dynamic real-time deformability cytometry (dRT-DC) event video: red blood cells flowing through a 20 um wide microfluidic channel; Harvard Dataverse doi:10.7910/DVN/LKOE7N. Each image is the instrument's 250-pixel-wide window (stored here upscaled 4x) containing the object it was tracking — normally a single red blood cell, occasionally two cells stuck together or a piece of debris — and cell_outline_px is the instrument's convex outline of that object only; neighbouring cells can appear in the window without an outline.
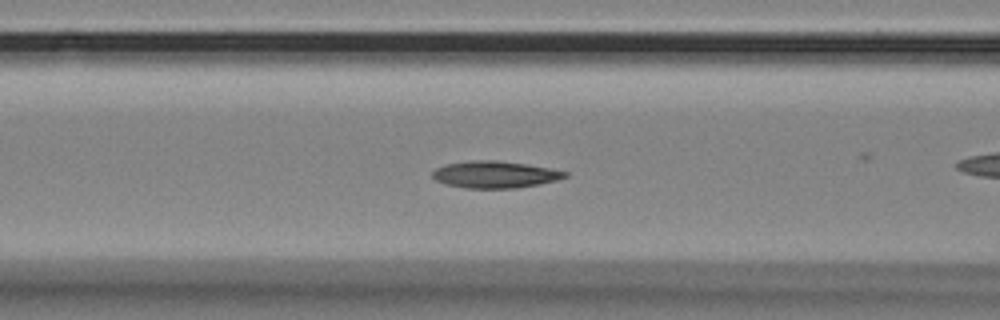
{"species": "Egyptian fruit bat (a non-hibernating species)", "species_latin": "Rousettus aegyptiacus", "temperature_condition": "room temperature", "stored_images_in_passage": 46, "camera_frame_rate_fps": 3000, "um_per_image_px": 0.085, "animal": {"sex": "female"}, "frame": {"image": 1, "passage_image": 15, "time_ms": 4.667, "image_size_px": [1000, 320], "cell_outline_px": [[568, 176], [556, 180], [540, 184], [516, 188], [464, 188], [448, 184], [436, 180], [432, 176], [432, 172], [436, 168], [444, 164], [468, 160], [496, 160], [524, 164], [548, 168], [568, 172]], "centroid_in_image_um": [42.04, 14.83], "position_along_channel_um": 124.6, "area_um2": 20.69}}
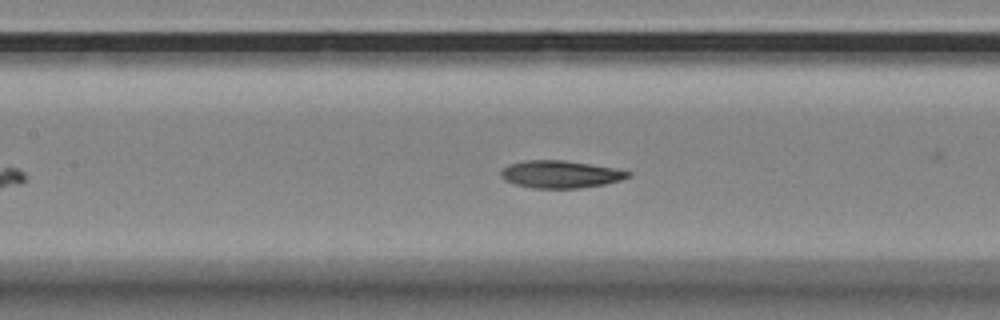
{"frame": {"image": 2, "passage_image": 18, "time_ms": 5.667, "image_size_px": [1000, 320], "cell_outline_px": [[632, 176], [620, 180], [604, 184], [580, 188], [532, 188], [516, 184], [504, 180], [500, 176], [500, 172], [508, 164], [524, 160], [564, 160], [616, 168], [632, 172]], "centroid_in_image_um": [47.64, 14.81], "position_along_channel_um": 159.8, "area_um2": 20.4}}